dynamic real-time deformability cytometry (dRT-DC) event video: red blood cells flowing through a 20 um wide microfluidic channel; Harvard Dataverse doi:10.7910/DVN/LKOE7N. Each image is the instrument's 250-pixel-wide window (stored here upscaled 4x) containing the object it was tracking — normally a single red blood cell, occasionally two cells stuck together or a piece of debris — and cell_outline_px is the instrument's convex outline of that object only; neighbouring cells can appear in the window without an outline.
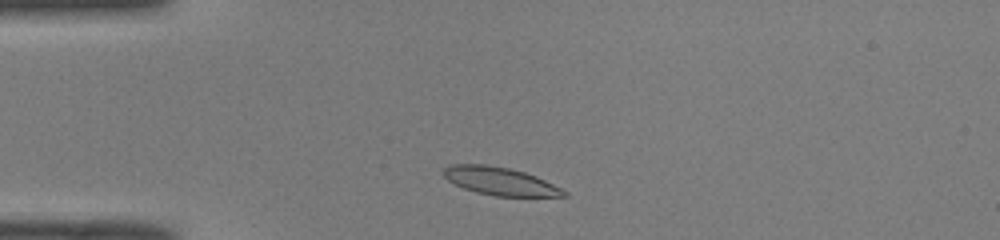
{"species": "common noctule bat (a hibernating species)", "species_latin": "Nyctalus noctula", "temperature_condition": "room temperature", "stored_images_in_passage": 40, "camera_frame_rate_fps": 3000, "um_per_image_px": 0.085, "animal": {"sex": "male", "body_mass_g": 19.0, "forearm_length_mm": 50.8}, "frame": {"image": 1, "passage_image": 3, "time_ms": 0.667, "image_size_px": [1000, 240], "cell_outline_px": [[568, 196], [496, 196], [476, 192], [464, 188], [448, 180], [440, 172], [448, 164], [484, 164], [508, 168], [524, 172], [536, 176], [568, 192]], "centroid_in_image_um": [42.46, 15.39], "position_along_channel_um": 42.5, "area_um2": 19.48}}
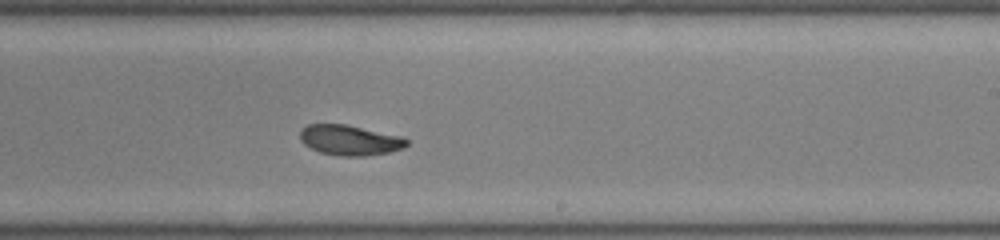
{"frame": {"image": 2, "passage_image": 21, "time_ms": 6.667, "image_size_px": [1000, 240], "cell_outline_px": [[408, 144], [404, 148], [388, 152], [364, 156], [336, 156], [320, 152], [304, 144], [300, 140], [300, 128], [308, 124], [348, 124], [404, 136], [408, 140]], "centroid_in_image_um": [29.75, 11.9], "position_along_channel_um": 259.3, "area_um2": 19.13}}
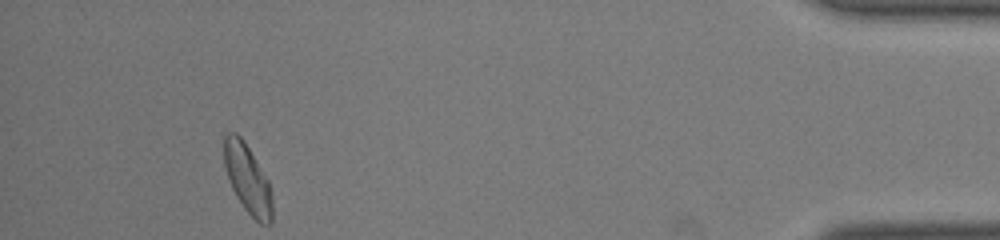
{"frame": {"image": 3, "passage_image": 37, "time_ms": 12.0, "image_size_px": [1000, 240], "cell_outline_px": [[272, 224], [260, 224], [244, 208], [236, 196], [228, 180], [224, 164], [224, 136], [228, 132], [236, 132], [244, 140], [268, 180], [272, 196]], "centroid_in_image_um": [21.04, 15.2], "position_along_channel_um": 414.2, "area_um2": 19.36}, "authors_computed_cell_mechanics": {"area_um2": 19.363, "velocity_mm_per_s": 4.0559, "shape_relaxation_time_tau1_ms": 5.8894, "shape_relaxation_time_tau2_ms": 1.2763, "deformation_change_tau1": 0.1431, "deformation_change_tau2": 0.0633}}